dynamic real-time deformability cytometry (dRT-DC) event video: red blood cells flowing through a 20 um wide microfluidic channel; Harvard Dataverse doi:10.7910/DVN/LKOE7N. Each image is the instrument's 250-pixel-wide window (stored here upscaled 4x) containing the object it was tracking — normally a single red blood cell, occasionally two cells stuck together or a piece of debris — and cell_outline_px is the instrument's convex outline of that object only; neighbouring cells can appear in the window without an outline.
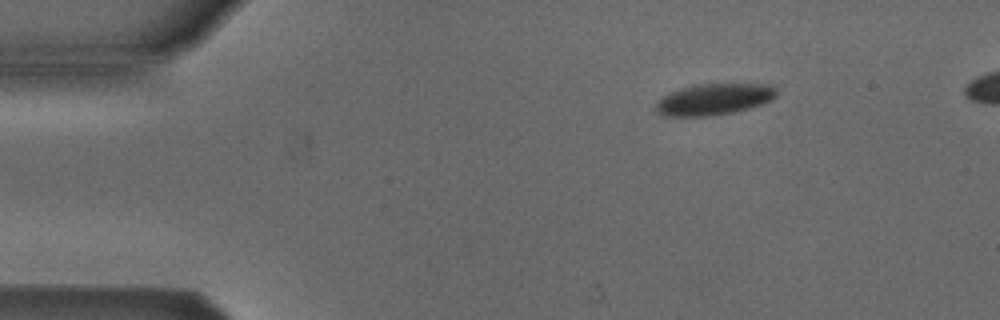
{"species": "Egyptian fruit bat (a non-hibernating species)", "species_latin": "Rousettus aegyptiacus", "temperature_condition": "cold", "stored_images_in_passage": 44, "camera_frame_rate_fps": 3000, "um_per_image_px": 0.085, "animal": {"sex": "male"}, "frame": {"image": 1, "passage_image": 1, "time_ms": 0.0, "image_size_px": [1000, 320], "cell_outline_px": [[776, 96], [772, 100], [748, 108], [732, 112], [712, 116], [660, 116], [656, 112], [656, 104], [668, 92], [680, 88], [696, 84], [776, 84]], "centroid_in_image_um": [60.69, 8.43], "position_along_channel_um": 24.3, "area_um2": 22.14}}
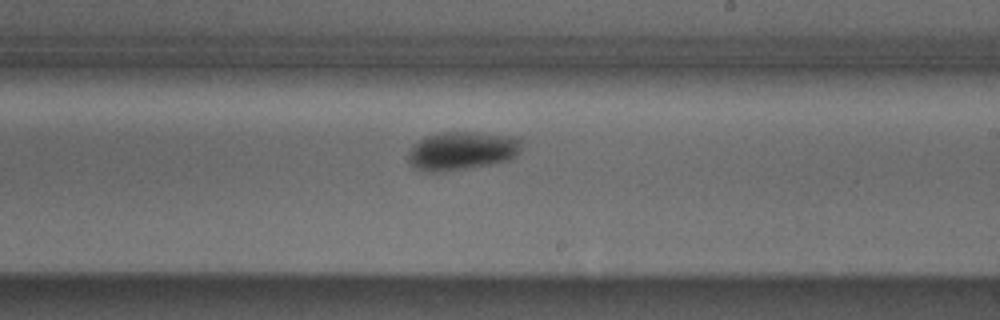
{"frame": {"image": 2, "passage_image": 24, "time_ms": 7.667, "image_size_px": [1000, 320], "cell_outline_px": [[524, 140], [520, 152], [516, 156], [508, 160], [468, 168], [436, 172], [428, 172], [416, 168], [408, 164], [408, 152], [424, 136], [436, 132], [476, 132], [520, 136]], "centroid_in_image_um": [39.31, 12.79], "position_along_channel_um": 249.7, "area_um2": 25.78}}
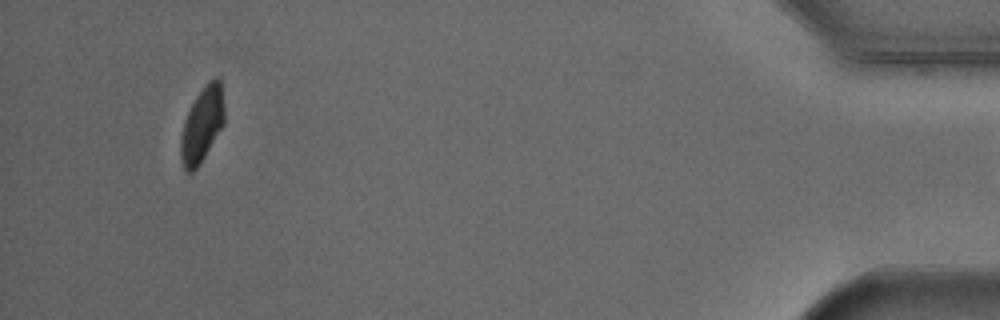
{"frame": {"image": 3, "passage_image": 43, "time_ms": 14.0, "image_size_px": [1000, 320], "cell_outline_px": [[224, 124], [200, 164], [192, 172], [188, 172], [184, 168], [180, 156], [180, 136], [184, 120], [196, 96], [208, 80], [216, 76], [220, 80], [224, 108]], "centroid_in_image_um": [17.17, 10.59], "position_along_channel_um": 418.0, "area_um2": 19.07}}